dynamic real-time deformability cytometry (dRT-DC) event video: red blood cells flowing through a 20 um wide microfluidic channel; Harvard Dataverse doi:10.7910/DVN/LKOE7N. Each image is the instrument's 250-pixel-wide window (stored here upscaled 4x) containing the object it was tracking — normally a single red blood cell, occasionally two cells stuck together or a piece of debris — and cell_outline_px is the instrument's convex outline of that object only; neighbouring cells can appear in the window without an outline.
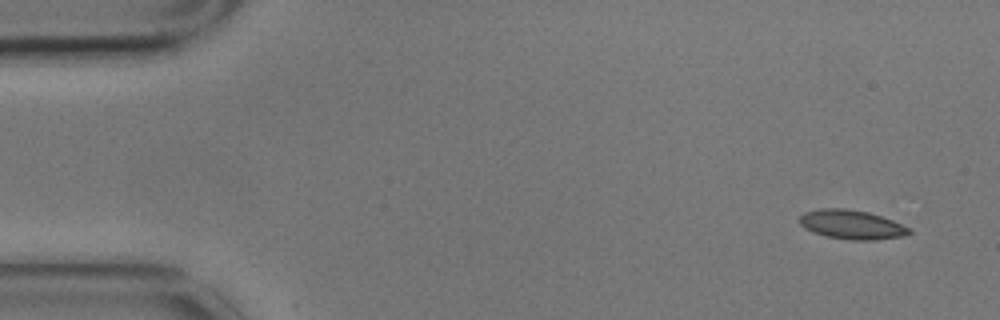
{"species": "common noctule bat (a hibernating species)", "species_latin": "Nyctalus noctula", "temperature_condition": "cold", "stored_images_in_passage": 5, "camera_frame_rate_fps": 3000, "um_per_image_px": 0.085, "animal": {"sex": "male", "body_mass_g": 17.9}, "frame": {"image": 1, "passage_image": 1, "time_ms": 0.0, "image_size_px": [1000, 320], "cell_outline_px": [[912, 232], [904, 236], [872, 240], [852, 240], [824, 236], [812, 232], [804, 228], [796, 220], [804, 212], [820, 208], [844, 208], [868, 212], [892, 220], [912, 228]], "centroid_in_image_um": [72.36, 19.09], "position_along_channel_um": 12.6, "area_um2": 18.84}}
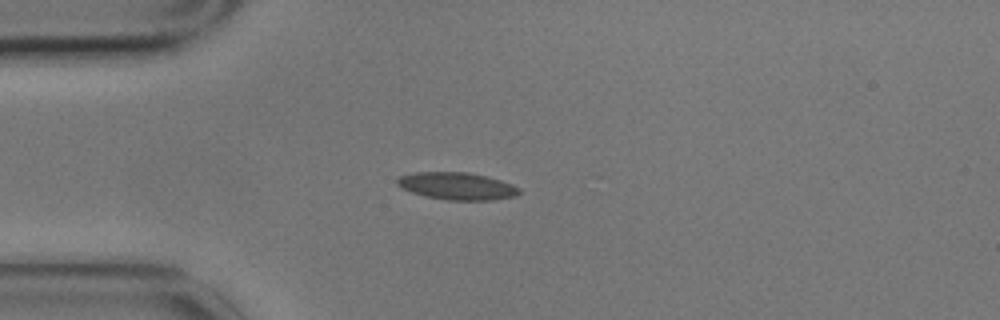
{"frame": {"image": 2, "passage_image": 4, "time_ms": 1.0, "image_size_px": [1000, 320], "cell_outline_px": [[520, 192], [516, 196], [492, 200], [448, 200], [424, 196], [412, 192], [396, 184], [396, 180], [400, 176], [416, 172], [468, 172], [500, 180], [512, 184], [520, 188]], "centroid_in_image_um": [38.86, 15.82], "position_along_channel_um": 46.1, "area_um2": 19.31}}